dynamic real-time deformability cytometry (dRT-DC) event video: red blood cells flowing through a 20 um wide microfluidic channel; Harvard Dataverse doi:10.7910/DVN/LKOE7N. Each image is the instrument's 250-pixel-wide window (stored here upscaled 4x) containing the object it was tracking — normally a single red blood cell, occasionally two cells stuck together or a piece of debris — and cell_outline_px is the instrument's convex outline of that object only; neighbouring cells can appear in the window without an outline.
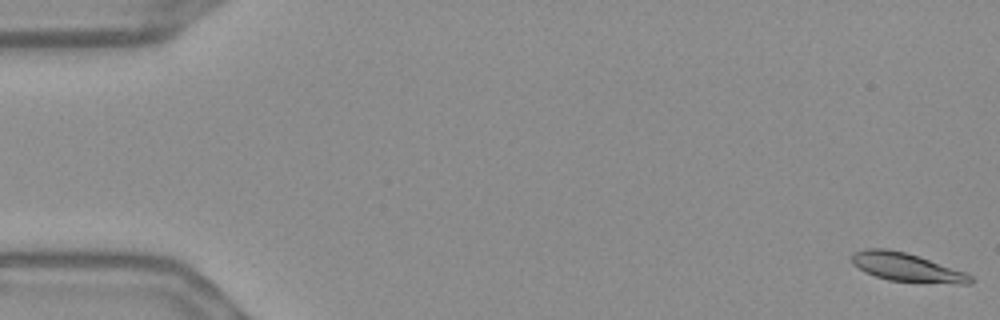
{"species": "Egyptian fruit bat (a non-hibernating species)", "species_latin": "Rousettus aegyptiacus", "temperature_condition": "warm", "stored_images_in_passage": 56, "camera_frame_rate_fps": 3000, "um_per_image_px": 0.085, "frame": {"image": 1, "passage_image": 1, "time_ms": 0.0, "image_size_px": [1000, 320], "cell_outline_px": [[976, 280], [972, 284], [960, 284], [888, 280], [864, 272], [852, 264], [852, 252], [868, 248], [888, 248], [904, 252], [964, 272], [972, 276]], "centroid_in_image_um": [77.04, 22.73], "position_along_channel_um": 8.0, "area_um2": 19.48}}
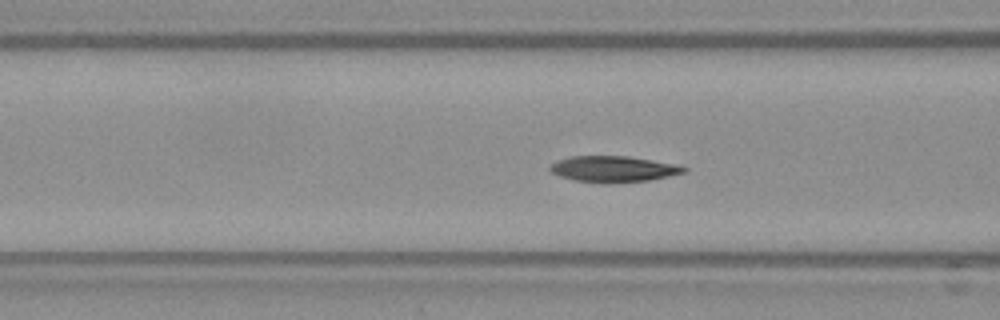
{"frame": {"image": 2, "passage_image": 22, "time_ms": 7.0, "image_size_px": [1000, 320], "cell_outline_px": [[688, 172], [648, 180], [604, 184], [600, 184], [572, 180], [560, 176], [552, 172], [548, 168], [556, 160], [572, 156], [628, 156], [680, 164], [688, 168]], "centroid_in_image_um": [52.17, 14.37], "position_along_channel_um": 114.4, "area_um2": 20.69}}
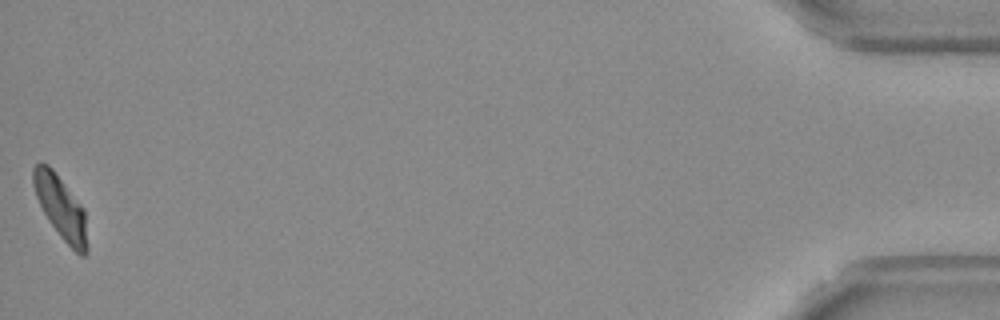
{"frame": {"image": 3, "passage_image": 56, "time_ms": 18.333, "image_size_px": [1000, 320], "cell_outline_px": [[88, 252], [84, 256], [80, 256], [60, 236], [48, 220], [36, 196], [32, 184], [32, 168], [40, 160], [48, 164], [52, 168], [84, 208], [88, 248]], "centroid_in_image_um": [5.15, 17.61], "position_along_channel_um": 430.0, "area_um2": 19.88}, "authors_computed_cell_mechanics": {"area_um2": 20.23, "velocity_mm_per_s": 3.6464, "shape_relaxation_time_tau1_ms": 6.74, "shape_relaxation_time_tau2_ms": 4.0813, "deformation_change_tau1": 0.2022, "deformation_change_tau2": 0.0805}}